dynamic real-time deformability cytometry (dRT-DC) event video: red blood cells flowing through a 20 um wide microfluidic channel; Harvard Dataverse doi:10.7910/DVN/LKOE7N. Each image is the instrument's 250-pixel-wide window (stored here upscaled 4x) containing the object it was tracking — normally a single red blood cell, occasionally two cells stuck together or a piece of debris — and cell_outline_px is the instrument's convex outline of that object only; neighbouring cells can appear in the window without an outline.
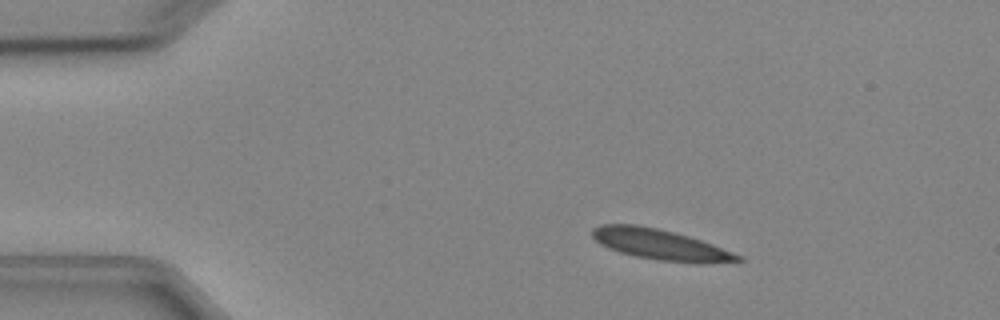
{"species": "Egyptian fruit bat (a non-hibernating species)", "species_latin": "Rousettus aegyptiacus", "temperature_condition": "cold", "stored_images_in_passage": 5, "camera_frame_rate_fps": 3000, "um_per_image_px": 0.085, "animal": {"sex": "female"}, "frame": {"image": 1, "passage_image": 2, "time_ms": 1.0, "image_size_px": [1000, 320], "cell_outline_px": [[744, 260], [704, 264], [696, 264], [660, 260], [636, 256], [620, 252], [608, 248], [600, 244], [592, 236], [592, 228], [600, 224], [640, 224], [688, 236], [712, 244], [744, 256]], "centroid_in_image_um": [56.14, 20.79], "position_along_channel_um": 28.9, "area_um2": 26.01}}
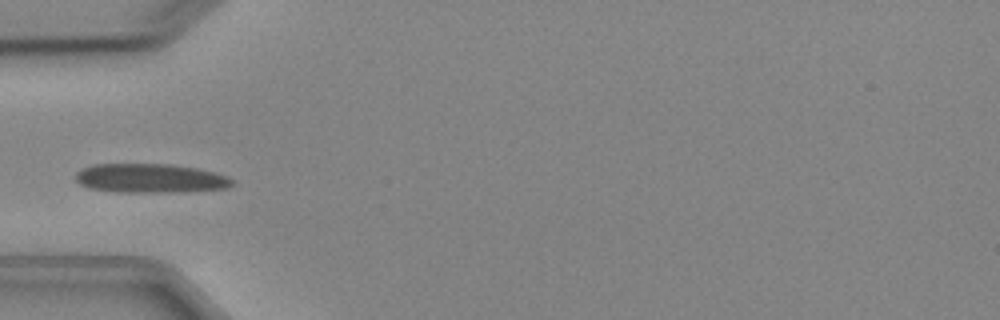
{"frame": {"image": 2, "passage_image": 4, "time_ms": 3.667, "image_size_px": [1000, 320], "cell_outline_px": [[236, 184], [228, 188], [176, 192], [116, 192], [88, 188], [80, 184], [76, 180], [76, 172], [80, 168], [92, 164], [172, 164], [196, 168], [216, 172], [228, 176]], "centroid_in_image_um": [12.77, 15.15], "position_along_channel_um": 72.2, "area_um2": 26.88}}